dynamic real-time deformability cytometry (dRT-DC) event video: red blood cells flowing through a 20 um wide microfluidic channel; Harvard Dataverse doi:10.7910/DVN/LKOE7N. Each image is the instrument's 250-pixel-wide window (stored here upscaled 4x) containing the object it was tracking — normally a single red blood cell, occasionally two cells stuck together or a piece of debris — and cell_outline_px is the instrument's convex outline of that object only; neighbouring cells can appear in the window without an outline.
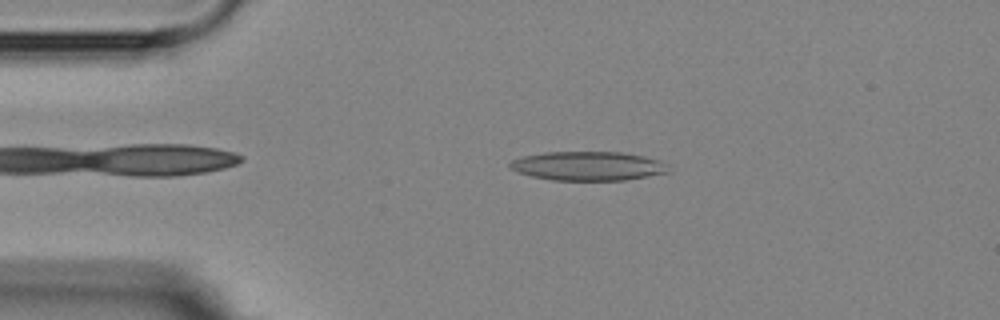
{"species": "Egyptian fruit bat (a non-hibernating species)", "species_latin": "Rousettus aegyptiacus", "temperature_condition": "room temperature", "stored_images_in_passage": 3, "camera_frame_rate_fps": 3000, "um_per_image_px": 0.085, "animal": {"sex": "female"}, "frame": {"image": 1, "passage_image": 2, "time_ms": 1.333, "image_size_px": [1000, 320], "cell_outline_px": [[668, 172], [648, 176], [624, 180], [552, 180], [532, 176], [508, 168], [508, 164], [512, 160], [524, 156], [544, 152], [620, 152], [644, 156], [660, 160], [664, 164]], "centroid_in_image_um": [49.94, 14.1], "position_along_channel_um": 35.1, "area_um2": 26.59}}